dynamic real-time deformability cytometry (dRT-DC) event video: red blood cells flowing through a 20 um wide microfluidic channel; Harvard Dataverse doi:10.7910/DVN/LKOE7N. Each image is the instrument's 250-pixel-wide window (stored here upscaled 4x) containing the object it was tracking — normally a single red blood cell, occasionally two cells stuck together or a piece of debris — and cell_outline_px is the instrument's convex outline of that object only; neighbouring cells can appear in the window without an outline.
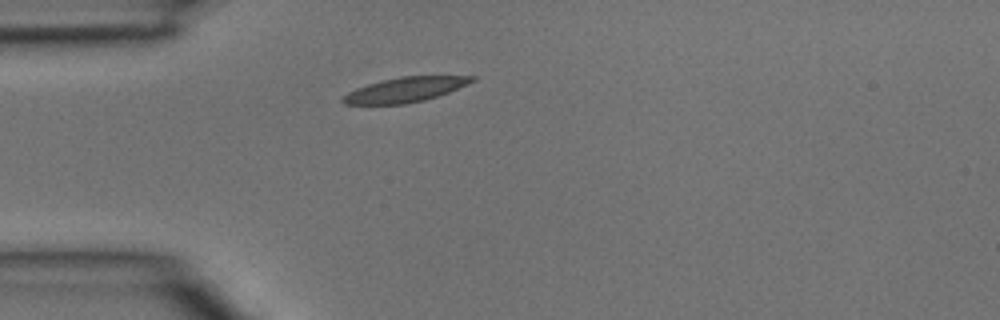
{"species": "common noctule bat (a hibernating species)", "species_latin": "Nyctalus noctula", "temperature_condition": "room temperature", "stored_images_in_passage": 1, "camera_frame_rate_fps": 3000, "um_per_image_px": 0.085, "animal": {"sex": "male", "body_mass_g": 15.6}, "frame": {"image": 1, "passage_image": 1, "time_ms": 0.0, "image_size_px": [1000, 320], "cell_outline_px": [[476, 80], [448, 92], [424, 100], [404, 104], [344, 104], [340, 100], [348, 92], [356, 88], [380, 80], [400, 76], [476, 76]], "centroid_in_image_um": [34.41, 7.61], "position_along_channel_um": 50.6, "area_um2": 18.5}}